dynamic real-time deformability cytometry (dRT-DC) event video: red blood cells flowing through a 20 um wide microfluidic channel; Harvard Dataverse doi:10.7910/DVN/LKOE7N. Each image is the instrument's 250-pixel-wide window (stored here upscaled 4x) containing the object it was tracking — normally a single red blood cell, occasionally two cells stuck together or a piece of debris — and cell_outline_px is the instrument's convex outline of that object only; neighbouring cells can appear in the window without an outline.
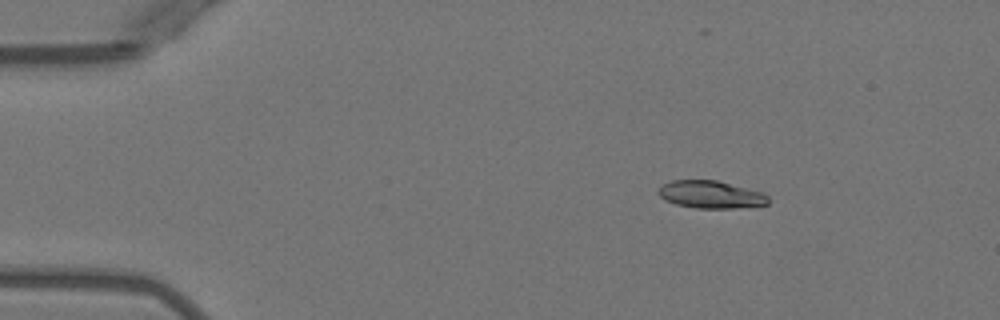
{"species": "Egyptian fruit bat (a non-hibernating species)", "species_latin": "Rousettus aegyptiacus", "temperature_condition": "warm", "stored_images_in_passage": 4, "camera_frame_rate_fps": 3000, "um_per_image_px": 0.085, "animal": {"sex": "female"}, "frame": {"image": 1, "passage_image": 2, "time_ms": 1.333, "image_size_px": [1000, 320], "cell_outline_px": [[768, 204], [732, 208], [696, 208], [676, 204], [664, 200], [656, 192], [664, 184], [672, 180], [716, 180], [764, 192], [768, 196]], "centroid_in_image_um": [60.41, 16.53], "position_along_channel_um": 24.6, "area_um2": 17.57}}